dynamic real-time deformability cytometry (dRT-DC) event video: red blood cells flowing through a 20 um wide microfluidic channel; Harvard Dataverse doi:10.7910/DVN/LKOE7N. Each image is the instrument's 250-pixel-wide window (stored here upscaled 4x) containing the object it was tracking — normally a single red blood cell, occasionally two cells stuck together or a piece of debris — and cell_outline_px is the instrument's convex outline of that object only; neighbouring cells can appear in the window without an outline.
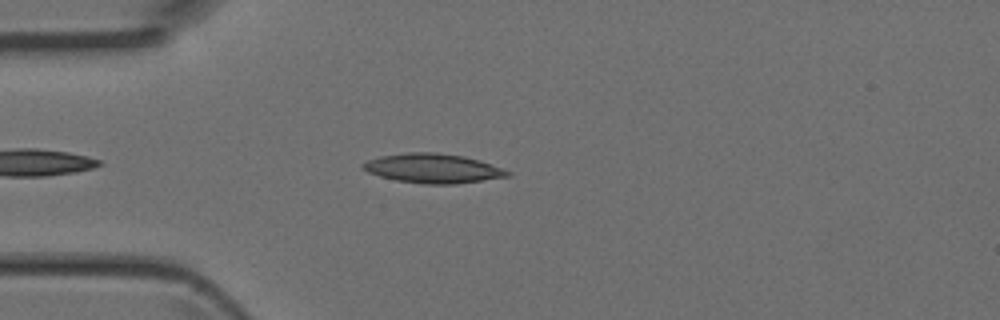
{"species": "Egyptian fruit bat (a non-hibernating species)", "species_latin": "Rousettus aegyptiacus", "temperature_condition": "room temperature", "stored_images_in_passage": 4, "camera_frame_rate_fps": 3000, "um_per_image_px": 0.085, "animal": {"sex": "female"}, "frame": {"image": 1, "passage_image": 4, "time_ms": 1.0, "image_size_px": [1000, 320], "cell_outline_px": [[512, 176], [456, 184], [424, 184], [396, 180], [380, 176], [368, 172], [360, 168], [360, 164], [368, 160], [380, 156], [408, 152], [436, 152], [464, 156], [480, 160], [512, 172]], "centroid_in_image_um": [36.8, 14.31], "position_along_channel_um": 48.2, "area_um2": 24.91}}